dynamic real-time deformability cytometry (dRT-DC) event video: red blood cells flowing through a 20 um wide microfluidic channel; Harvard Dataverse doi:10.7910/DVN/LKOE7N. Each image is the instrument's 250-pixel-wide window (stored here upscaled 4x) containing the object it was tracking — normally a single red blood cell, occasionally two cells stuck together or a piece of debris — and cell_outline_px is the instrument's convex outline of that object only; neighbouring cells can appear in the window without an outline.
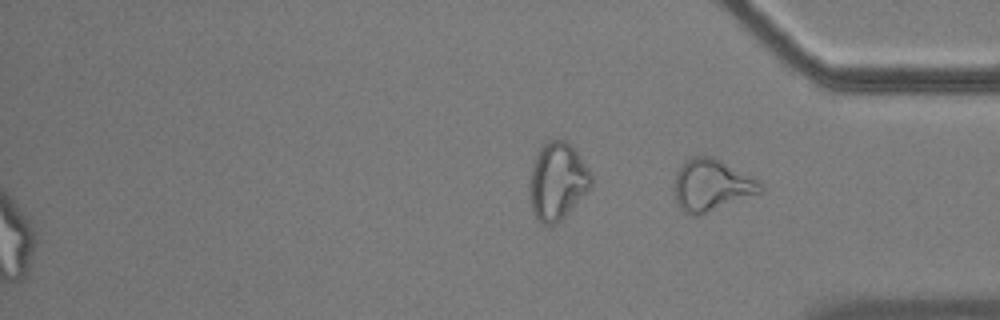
{"species": "common noctule bat (a hibernating species)", "species_latin": "Nyctalus noctula", "temperature_condition": "cold", "stored_images_in_passage": 58, "segment_of_instrument_passage": [2, 2], "camera_frame_rate_fps": 3000, "um_per_image_px": 0.085, "animal": {"sex": "male", "body_mass_g": 17.9}, "frame": {"image": 1, "passage_image": 58, "time_ms": 19.0, "image_size_px": [1000, 320], "cell_outline_px": [[764, 192], [696, 216], [692, 216], [684, 212], [676, 204], [676, 172], [692, 156], [712, 156], [760, 180], [764, 188]], "centroid_in_image_um": [60.54, 15.75], "position_along_channel_um": 374.7, "area_um2": 25.78}}